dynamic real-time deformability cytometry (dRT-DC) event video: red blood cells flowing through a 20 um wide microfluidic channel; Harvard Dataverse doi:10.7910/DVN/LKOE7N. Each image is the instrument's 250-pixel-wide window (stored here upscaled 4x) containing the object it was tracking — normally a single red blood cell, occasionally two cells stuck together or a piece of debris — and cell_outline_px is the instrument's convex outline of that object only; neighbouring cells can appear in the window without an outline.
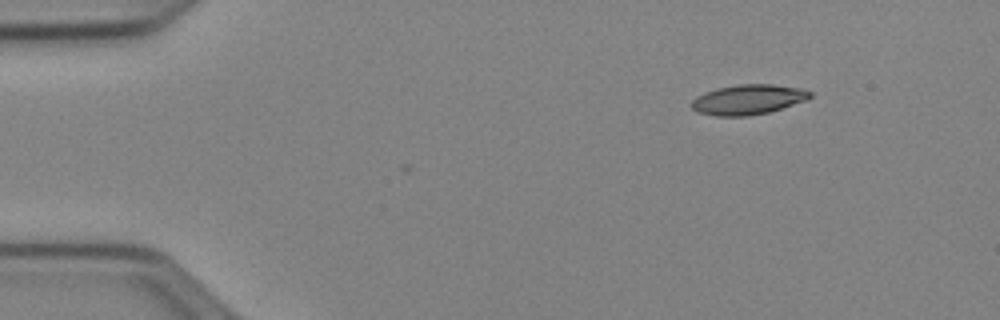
{"species": "Egyptian fruit bat (a non-hibernating species)", "species_latin": "Rousettus aegyptiacus", "temperature_condition": "cold", "stored_images_in_passage": 11, "camera_frame_rate_fps": 3000, "um_per_image_px": 0.085, "animal": {"sex": "female"}, "frame": {"image": 1, "passage_image": 1, "time_ms": 0.0, "image_size_px": [1000, 320], "cell_outline_px": [[812, 96], [808, 100], [768, 112], [748, 116], [716, 116], [700, 112], [692, 108], [692, 100], [696, 96], [704, 92], [716, 88], [736, 84], [772, 84], [800, 88], [812, 92]], "centroid_in_image_um": [63.6, 8.45], "position_along_channel_um": 21.4, "area_um2": 20.75}}
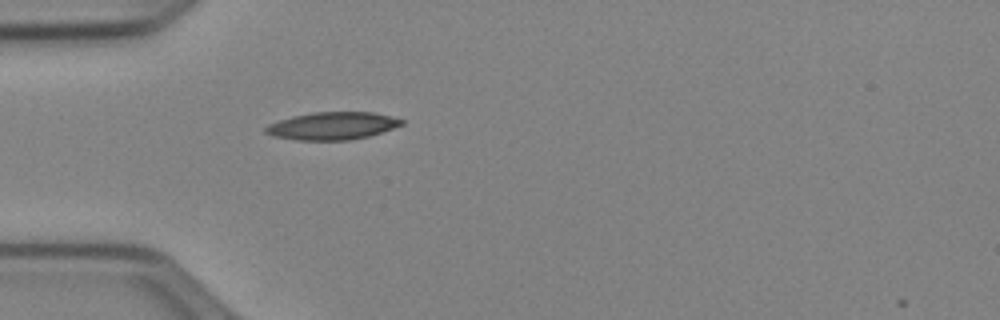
{"frame": {"image": 2, "passage_image": 10, "time_ms": 3.0, "image_size_px": [1000, 320], "cell_outline_px": [[404, 124], [368, 136], [348, 140], [300, 140], [272, 136], [264, 132], [264, 128], [268, 124], [292, 116], [312, 112], [376, 112], [404, 120]], "centroid_in_image_um": [28.23, 10.69], "position_along_channel_um": 56.8, "area_um2": 21.79}}